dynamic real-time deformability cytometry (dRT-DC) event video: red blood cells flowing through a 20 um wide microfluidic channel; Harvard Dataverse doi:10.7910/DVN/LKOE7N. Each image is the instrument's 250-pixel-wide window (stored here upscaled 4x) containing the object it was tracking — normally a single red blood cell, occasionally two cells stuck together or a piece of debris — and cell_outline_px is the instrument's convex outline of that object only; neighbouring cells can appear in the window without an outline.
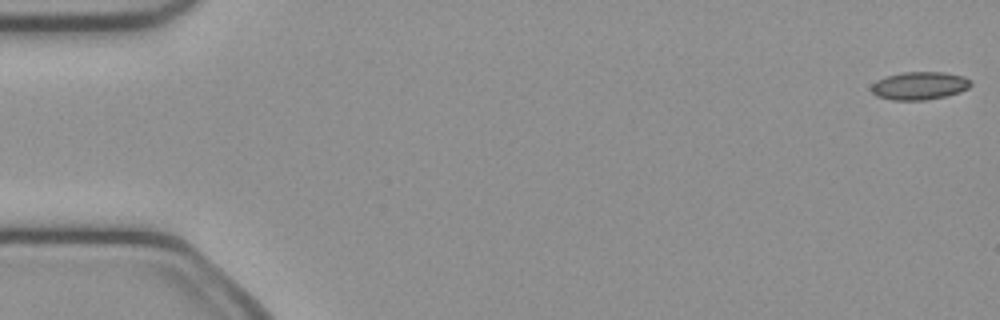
{"species": "common noctule bat (a hibernating species)", "species_latin": "Nyctalus noctula", "temperature_condition": "cold", "stored_images_in_passage": 10, "camera_frame_rate_fps": 3000, "um_per_image_px": 0.085, "animal": {"sex": "female", "body_mass_g": 21.9}, "frame": {"image": 1, "passage_image": 1, "time_ms": 0.0, "image_size_px": [1000, 320], "cell_outline_px": [[972, 84], [968, 88], [960, 92], [944, 96], [924, 100], [892, 100], [876, 96], [872, 92], [872, 84], [876, 80], [888, 76], [904, 72], [944, 72], [964, 76], [972, 80]], "centroid_in_image_um": [78.18, 7.28], "position_along_channel_um": 6.8, "area_um2": 16.18}}